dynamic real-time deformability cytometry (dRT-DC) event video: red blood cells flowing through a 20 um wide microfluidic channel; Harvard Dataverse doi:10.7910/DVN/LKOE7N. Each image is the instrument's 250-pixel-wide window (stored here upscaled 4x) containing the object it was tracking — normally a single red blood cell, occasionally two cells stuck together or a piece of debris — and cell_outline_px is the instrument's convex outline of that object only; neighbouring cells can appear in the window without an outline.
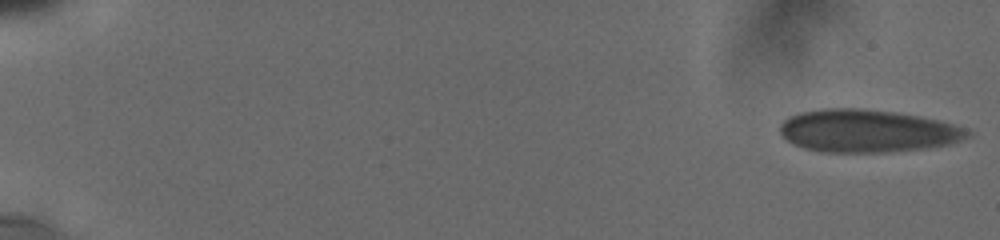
{"species": "human", "species_latin": "Homo sapiens", "temperature_condition": "cold", "stored_images_in_passage": 47, "camera_frame_rate_fps": 3000, "um_per_image_px": 0.085, "donor": {"sex": "male"}, "frame": {"image": 1, "passage_image": 1, "time_ms": 0.0, "image_size_px": [1000, 240], "cell_outline_px": [[972, 136], [948, 144], [928, 148], [888, 152], [824, 152], [804, 148], [792, 144], [780, 132], [780, 124], [788, 116], [800, 112], [824, 108], [860, 108], [892, 112], [916, 116], [936, 120], [952, 124], [964, 128], [972, 132]], "centroid_in_image_um": [73.7, 11.13], "position_along_channel_um": 11.3, "area_um2": 46.53}}
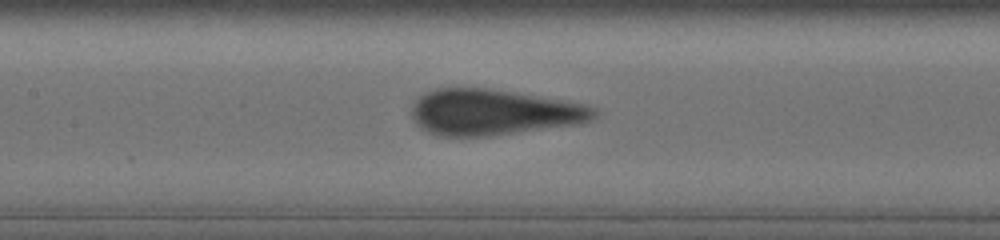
{"frame": {"image": 2, "passage_image": 22, "time_ms": 9.0, "image_size_px": [1000, 240], "cell_outline_px": [[600, 112], [592, 120], [580, 124], [488, 136], [440, 136], [428, 132], [420, 128], [416, 124], [412, 116], [412, 108], [416, 100], [424, 92], [436, 88], [484, 88], [512, 92], [588, 104], [596, 108]], "centroid_in_image_um": [41.97, 9.54], "position_along_channel_um": 165.4, "area_um2": 48.9}}
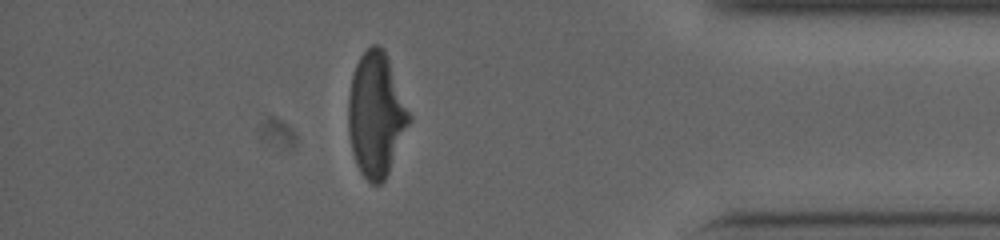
{"frame": {"image": 3, "passage_image": 41, "time_ms": 16.0, "image_size_px": [1000, 240], "cell_outline_px": [[412, 120], [388, 172], [384, 180], [380, 184], [372, 184], [360, 172], [356, 164], [352, 152], [348, 132], [348, 96], [352, 76], [356, 64], [360, 56], [372, 44], [380, 44], [384, 48], [412, 116]], "centroid_in_image_um": [31.97, 9.73], "position_along_channel_um": 403.2, "area_um2": 44.22}, "authors_computed_cell_mechanics": {"area_um2": 47.6272, "velocity_mm_per_s": 3.7788, "shape_relaxation_time_tau1_ms": 8.5159, "shape_relaxation_time_tau2_ms": null, "deformation_change_tau1": 0.192, "deformation_change_tau2": null}}